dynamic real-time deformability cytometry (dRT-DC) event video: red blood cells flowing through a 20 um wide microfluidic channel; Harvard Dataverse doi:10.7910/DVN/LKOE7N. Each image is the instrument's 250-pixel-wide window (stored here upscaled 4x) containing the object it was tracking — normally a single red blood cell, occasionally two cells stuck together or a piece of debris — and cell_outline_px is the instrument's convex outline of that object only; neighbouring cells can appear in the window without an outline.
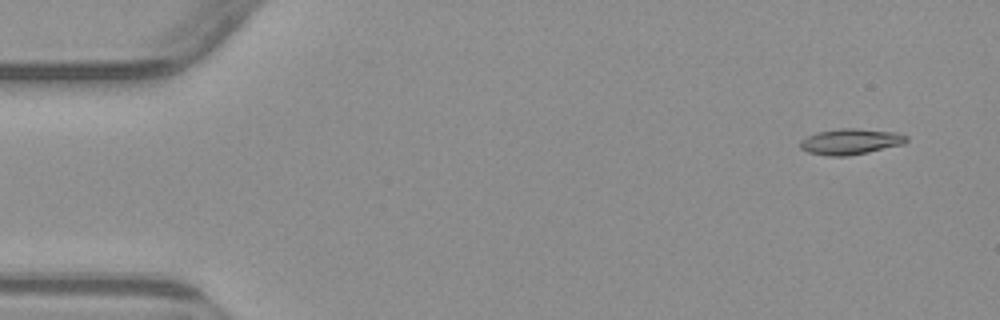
{"species": "common noctule bat (a hibernating species)", "species_latin": "Nyctalus noctula", "temperature_condition": "warm", "stored_images_in_passage": 4, "camera_frame_rate_fps": 3000, "um_per_image_px": 0.085, "animal": {"sex": "male", "body_mass_g": 23.1, "forearm_length_mm": 52.7}, "frame": {"image": 1, "passage_image": 1, "time_ms": 0.0, "image_size_px": [1000, 320], "cell_outline_px": [[908, 140], [904, 144], [868, 152], [848, 156], [828, 156], [808, 152], [800, 148], [800, 140], [816, 132], [840, 128], [856, 128], [896, 132], [908, 136]], "centroid_in_image_um": [72.3, 12.03], "position_along_channel_um": 12.7, "area_um2": 16.07}}
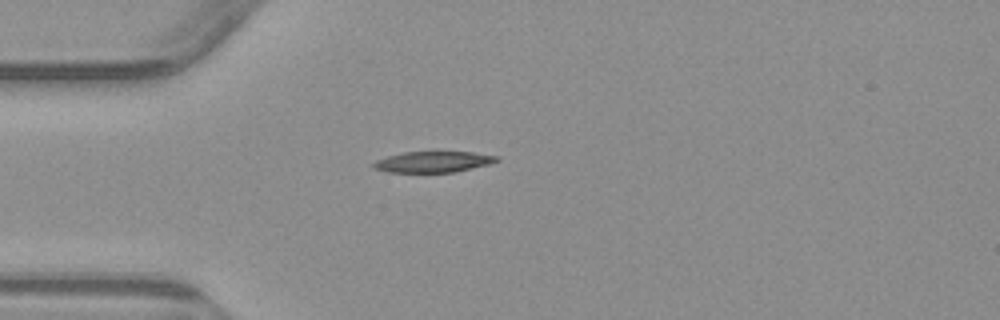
{"frame": {"image": 2, "passage_image": 4, "time_ms": 3.667, "image_size_px": [1000, 320], "cell_outline_px": [[500, 160], [488, 164], [456, 172], [384, 172], [372, 168], [372, 164], [376, 160], [388, 156], [404, 152], [472, 152], [500, 156]], "centroid_in_image_um": [36.81, 13.76], "position_along_channel_um": 48.2, "area_um2": 15.09}}